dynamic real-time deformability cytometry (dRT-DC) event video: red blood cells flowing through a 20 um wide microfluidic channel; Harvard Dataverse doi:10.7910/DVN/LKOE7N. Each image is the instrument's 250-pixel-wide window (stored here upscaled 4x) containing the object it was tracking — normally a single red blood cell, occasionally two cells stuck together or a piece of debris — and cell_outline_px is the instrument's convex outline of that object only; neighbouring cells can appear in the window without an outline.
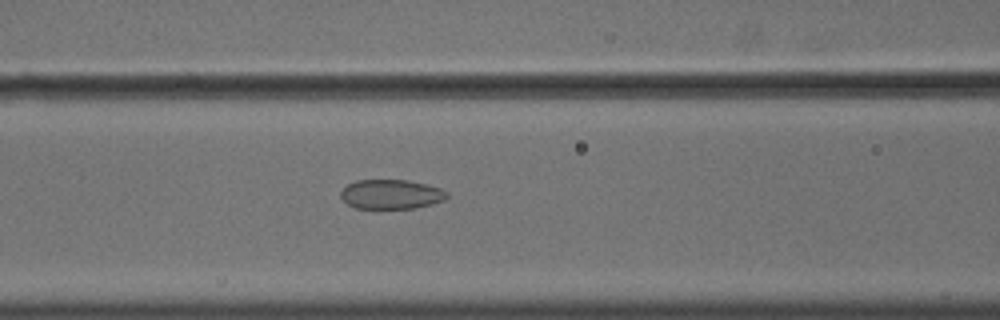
{"species": "common noctule bat (a hibernating species)", "species_latin": "Nyctalus noctula", "temperature_condition": "cold", "stored_images_in_passage": 57, "camera_frame_rate_fps": 3000, "um_per_image_px": 0.085, "animal": {"sex": "male", "body_mass_g": 18.8}, "frame": {"image": 1, "passage_image": 25, "time_ms": 8.0, "image_size_px": [1000, 320], "cell_outline_px": [[448, 196], [444, 200], [432, 204], [416, 208], [356, 208], [348, 204], [340, 196], [340, 192], [348, 184], [356, 180], [408, 180], [440, 188], [448, 192]], "centroid_in_image_um": [33.25, 16.51], "position_along_channel_um": 133.3, "area_um2": 18.15}}
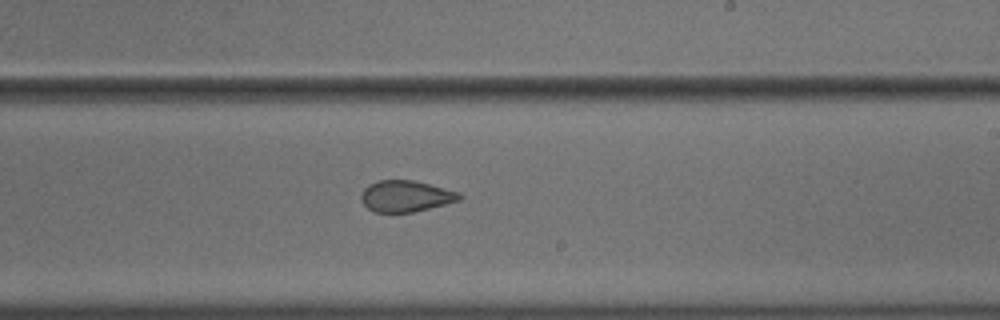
{"frame": {"image": 2, "passage_image": 35, "time_ms": 11.333, "image_size_px": [1000, 320], "cell_outline_px": [[464, 196], [460, 200], [412, 212], [376, 212], [368, 208], [360, 200], [360, 196], [364, 188], [368, 184], [376, 180], [412, 180], [460, 192]], "centroid_in_image_um": [34.47, 16.66], "position_along_channel_um": 254.5, "area_um2": 17.86}}
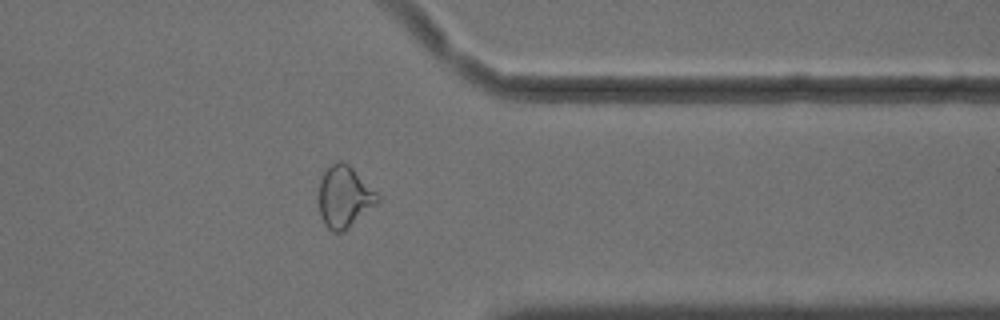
{"frame": {"image": 3, "passage_image": 46, "time_ms": 15.0, "image_size_px": [1000, 320], "cell_outline_px": [[380, 200], [376, 204], [344, 232], [332, 232], [324, 224], [320, 216], [320, 180], [324, 172], [332, 164], [340, 160], [348, 164], [380, 196]], "centroid_in_image_um": [29.27, 16.76], "position_along_channel_um": 382.1, "area_um2": 20.75}, "authors_computed_cell_mechanics": {"area_um2": 21.5016, "velocity_mm_per_s": 3.636, "shape_relaxation_time_tau1_ms": null, "shape_relaxation_time_tau2_ms": 1.9213, "deformation_change_tau1": null, "deformation_change_tau2": 0.076}}